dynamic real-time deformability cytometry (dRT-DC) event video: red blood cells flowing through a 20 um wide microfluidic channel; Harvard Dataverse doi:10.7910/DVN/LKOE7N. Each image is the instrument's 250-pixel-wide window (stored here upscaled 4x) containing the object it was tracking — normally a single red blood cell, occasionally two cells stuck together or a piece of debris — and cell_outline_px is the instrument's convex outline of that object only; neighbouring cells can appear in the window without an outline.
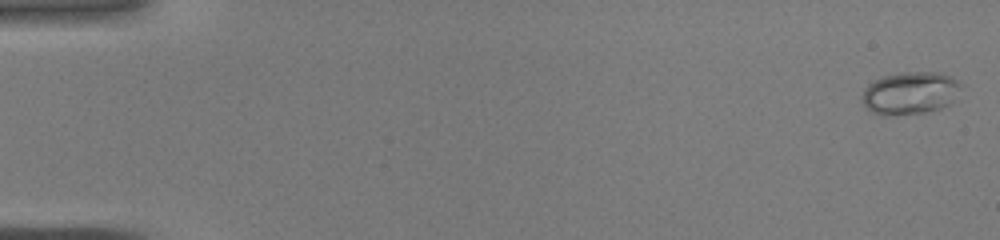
{"species": "common noctule bat (a hibernating species)", "species_latin": "Nyctalus noctula", "temperature_condition": "warm", "stored_images_in_passage": 44, "camera_frame_rate_fps": 3000, "um_per_image_px": 0.085, "animal": {"sex": "male", "body_mass_g": 19.0, "forearm_length_mm": 50.8}, "frame": {"image": 1, "passage_image": 1, "time_ms": 0.0, "image_size_px": [1000, 240], "cell_outline_px": [[964, 84], [952, 104], [940, 108], [924, 112], [884, 116], [872, 112], [860, 100], [864, 88], [868, 84], [884, 76], [904, 72], [940, 72], [952, 76]], "centroid_in_image_um": [77.41, 7.9], "position_along_channel_um": 7.6, "area_um2": 24.85}}
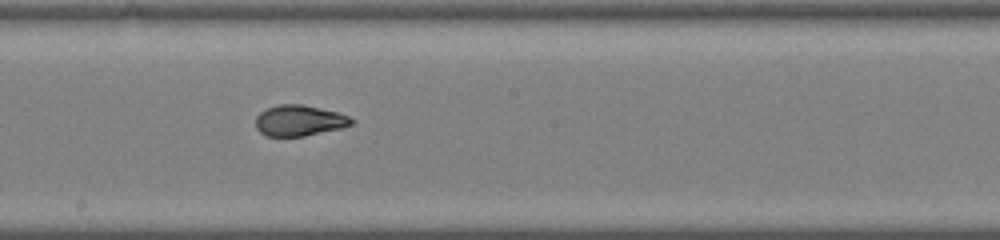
{"frame": {"image": 2, "passage_image": 25, "time_ms": 8.0, "image_size_px": [1000, 240], "cell_outline_px": [[356, 120], [352, 124], [344, 128], [304, 136], [264, 136], [256, 128], [256, 116], [260, 112], [268, 108], [280, 104], [304, 104], [340, 112]], "centroid_in_image_um": [25.48, 10.24], "position_along_channel_um": 222.7, "area_um2": 17.51}}
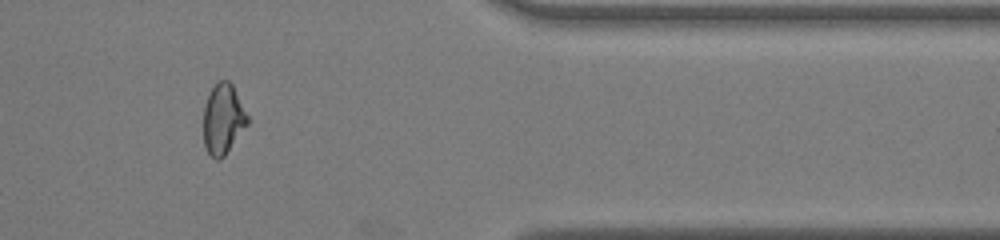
{"frame": {"image": 3, "passage_image": 37, "time_ms": 12.0, "image_size_px": [1000, 240], "cell_outline_px": [[248, 124], [224, 156], [220, 160], [216, 160], [204, 148], [204, 104], [216, 80], [228, 80], [232, 84], [248, 116]], "centroid_in_image_um": [18.95, 10.12], "position_along_channel_um": 392.5, "area_um2": 17.98}}